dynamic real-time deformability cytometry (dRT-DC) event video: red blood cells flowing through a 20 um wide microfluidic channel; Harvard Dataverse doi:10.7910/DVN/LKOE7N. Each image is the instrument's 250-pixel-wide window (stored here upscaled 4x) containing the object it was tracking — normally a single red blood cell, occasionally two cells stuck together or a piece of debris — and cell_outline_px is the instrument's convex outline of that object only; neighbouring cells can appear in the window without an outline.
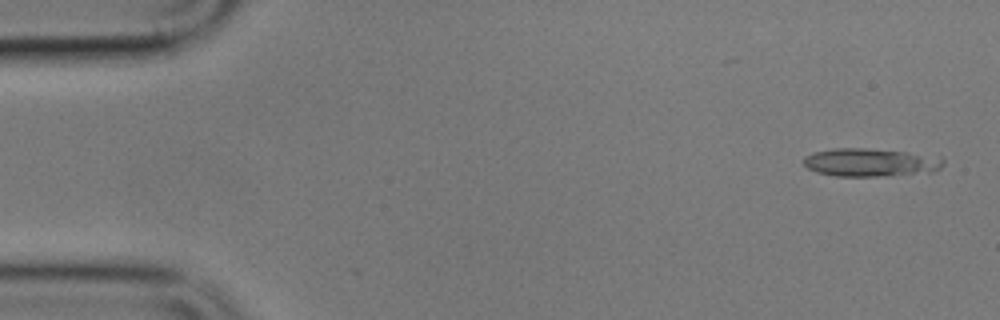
{"species": "common noctule bat (a hibernating species)", "species_latin": "Nyctalus noctula", "temperature_condition": "cold", "stored_images_in_passage": 6, "camera_frame_rate_fps": 3000, "um_per_image_px": 0.085, "animal": {"sex": "male", "body_mass_g": 17.9}, "frame": {"image": 1, "passage_image": 1, "time_ms": 0.0, "image_size_px": [1000, 320], "cell_outline_px": [[944, 164], [940, 168], [932, 172], [876, 176], [836, 176], [816, 172], [808, 168], [804, 164], [804, 156], [812, 152], [832, 148], [864, 148], [908, 152], [940, 156], [944, 160]], "centroid_in_image_um": [73.99, 13.79], "position_along_channel_um": 11.0, "area_um2": 23.0}}